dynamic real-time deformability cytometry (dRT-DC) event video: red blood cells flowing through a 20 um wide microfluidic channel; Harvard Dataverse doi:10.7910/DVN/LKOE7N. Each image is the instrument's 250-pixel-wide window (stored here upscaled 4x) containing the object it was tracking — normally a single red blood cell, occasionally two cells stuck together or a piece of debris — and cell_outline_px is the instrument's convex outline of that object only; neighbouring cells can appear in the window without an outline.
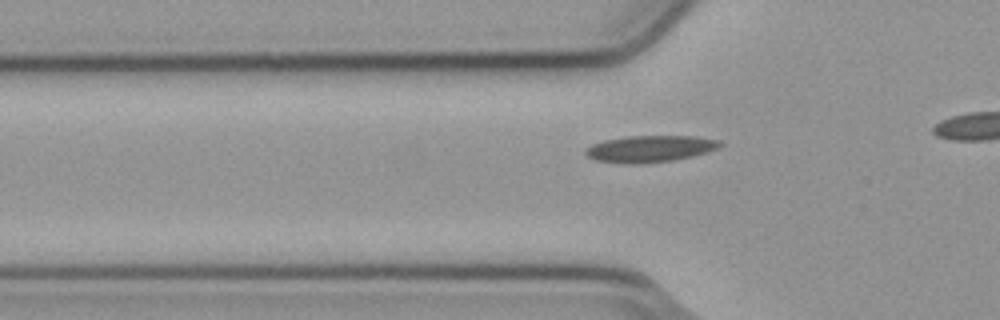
{"species": "common noctule bat (a hibernating species)", "species_latin": "Nyctalus noctula", "temperature_condition": "cold", "stored_images_in_passage": 14, "camera_frame_rate_fps": 3000, "um_per_image_px": 0.085, "animal": {"sex": "male", "body_mass_g": 23.1, "forearm_length_mm": 52.7}, "frame": {"image": 1, "passage_image": 8, "time_ms": 2.333, "image_size_px": [1000, 320], "cell_outline_px": [[724, 144], [720, 148], [708, 152], [692, 156], [672, 160], [640, 164], [632, 164], [596, 160], [588, 156], [584, 152], [592, 144], [604, 140], [624, 136], [696, 136], [720, 140]], "centroid_in_image_um": [55.31, 12.63], "position_along_channel_um": 70.5, "area_um2": 20.92}}
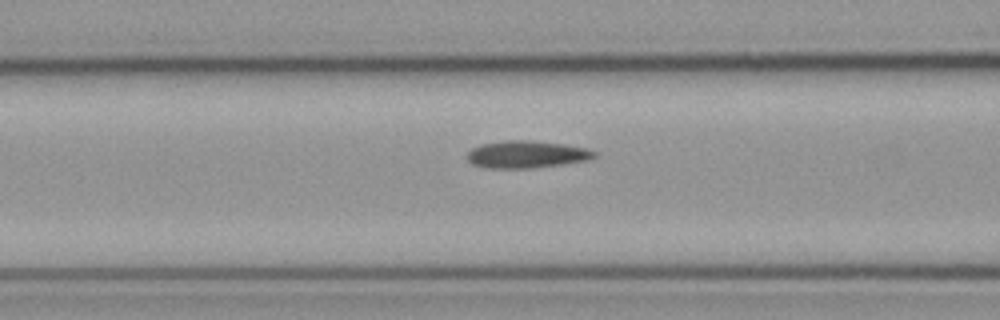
{"frame": {"image": 2, "passage_image": 12, "time_ms": 3.667, "image_size_px": [1000, 320], "cell_outline_px": [[596, 156], [588, 160], [532, 168], [484, 168], [472, 164], [468, 160], [468, 152], [472, 148], [480, 144], [504, 140], [532, 140], [564, 144], [588, 148], [596, 152]], "centroid_in_image_um": [44.74, 13.11], "position_along_channel_um": 121.9, "area_um2": 20.29}}